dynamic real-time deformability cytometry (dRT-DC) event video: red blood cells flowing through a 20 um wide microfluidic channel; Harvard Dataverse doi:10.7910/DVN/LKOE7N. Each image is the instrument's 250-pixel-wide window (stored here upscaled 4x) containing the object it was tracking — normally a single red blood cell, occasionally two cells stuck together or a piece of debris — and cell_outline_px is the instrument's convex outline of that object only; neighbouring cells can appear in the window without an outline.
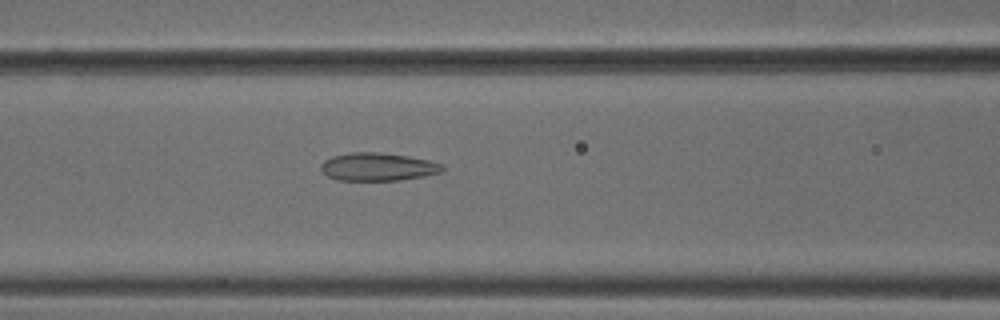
{"species": "common noctule bat (a hibernating species)", "species_latin": "Nyctalus noctula", "temperature_condition": "cold", "stored_images_in_passage": 33, "camera_frame_rate_fps": 3000, "um_per_image_px": 0.085, "animal": {"sex": "male", "body_mass_g": 18.8}, "frame": {"image": 1, "passage_image": 7, "time_ms": 2.0, "image_size_px": [1000, 320], "cell_outline_px": [[444, 168], [440, 172], [424, 176], [400, 180], [340, 180], [328, 176], [320, 168], [320, 164], [324, 160], [332, 156], [352, 152], [376, 152], [408, 156], [428, 160], [440, 164]], "centroid_in_image_um": [32.08, 14.17], "position_along_channel_um": 134.5, "area_um2": 19.59}}
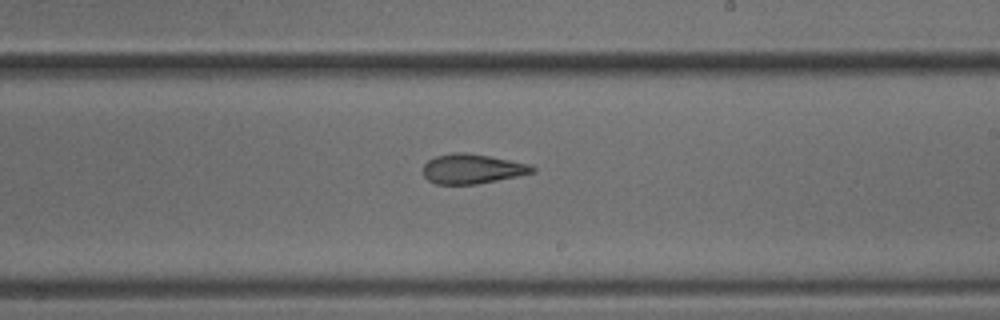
{"frame": {"image": 2, "passage_image": 16, "time_ms": 5.0, "image_size_px": [1000, 320], "cell_outline_px": [[536, 172], [476, 184], [436, 184], [428, 180], [424, 176], [424, 164], [428, 160], [436, 156], [452, 152], [468, 152], [532, 164], [536, 168]], "centroid_in_image_um": [40.15, 14.34], "position_along_channel_um": 248.8, "area_um2": 18.96}}
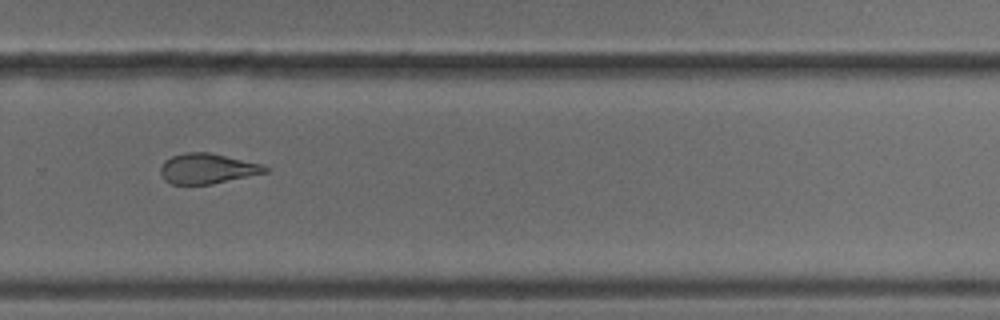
{"frame": {"image": 3, "passage_image": 21, "time_ms": 6.667, "image_size_px": [1000, 320], "cell_outline_px": [[268, 172], [212, 184], [172, 184], [164, 180], [160, 172], [160, 168], [164, 160], [172, 156], [184, 152], [208, 152], [264, 164], [268, 168]], "centroid_in_image_um": [17.62, 14.32], "position_along_channel_um": 312.2, "area_um2": 18.5}}